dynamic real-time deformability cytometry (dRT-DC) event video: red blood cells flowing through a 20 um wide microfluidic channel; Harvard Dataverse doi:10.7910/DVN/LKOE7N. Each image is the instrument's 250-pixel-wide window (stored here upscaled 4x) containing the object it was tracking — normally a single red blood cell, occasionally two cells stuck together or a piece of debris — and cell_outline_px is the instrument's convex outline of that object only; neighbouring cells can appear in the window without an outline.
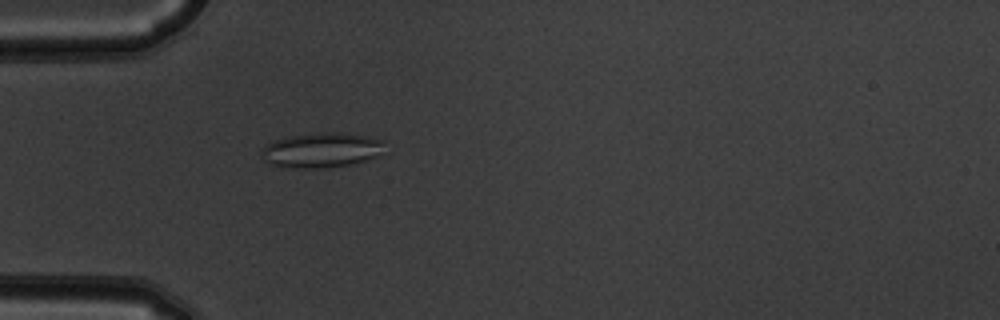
{"species": "common noctule bat (a hibernating species)", "species_latin": "Nyctalus noctula", "temperature_condition": "warm", "stored_images_in_passage": 44, "camera_frame_rate_fps": 3000, "um_per_image_px": 0.085, "animal": {"sex": "male", "body_mass_g": 19.5, "forearm_length_mm": 54.6}, "frame": {"image": 1, "passage_image": 7, "time_ms": 2.0, "image_size_px": [1000, 320], "cell_outline_px": [[384, 156], [352, 164], [320, 168], [284, 168], [268, 164], [260, 156], [260, 152], [268, 144], [276, 140], [288, 136], [320, 132], [340, 132], [368, 136], [384, 140]], "centroid_in_image_um": [27.37, 12.77], "position_along_channel_um": 57.6, "area_um2": 25.66}}
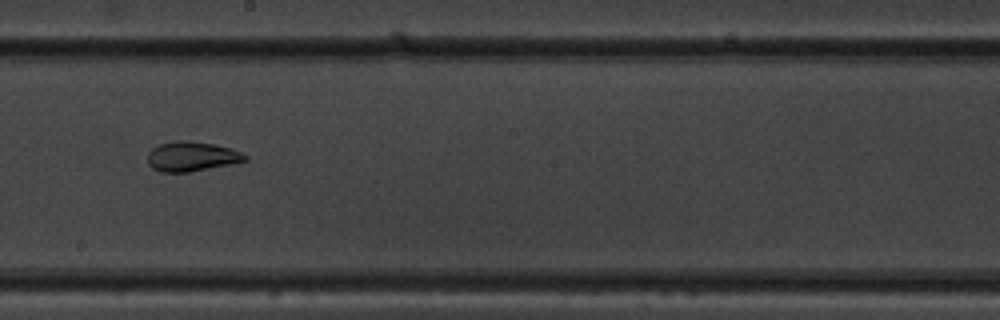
{"frame": {"image": 2, "passage_image": 21, "time_ms": 6.667, "image_size_px": [1000, 320], "cell_outline_px": [[248, 160], [232, 164], [188, 172], [160, 172], [152, 168], [148, 164], [148, 152], [156, 144], [176, 140], [188, 140], [212, 144], [232, 148], [248, 156]], "centroid_in_image_um": [16.27, 13.29], "position_along_channel_um": 231.9, "area_um2": 17.05}}
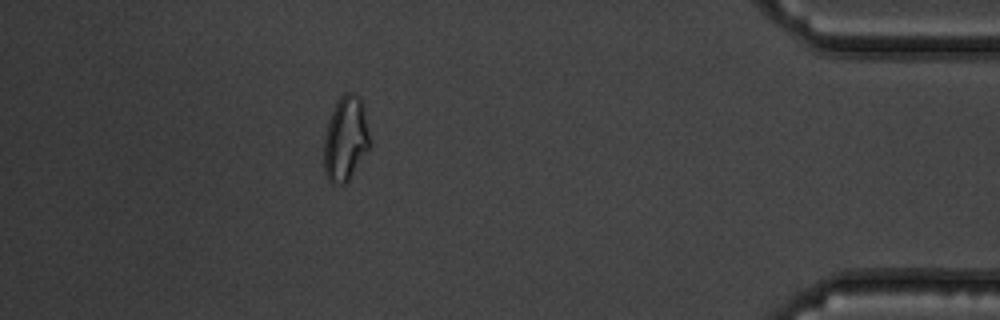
{"frame": {"image": 3, "passage_image": 38, "time_ms": 12.333, "image_size_px": [1000, 320], "cell_outline_px": [[372, 148], [348, 180], [344, 184], [332, 184], [328, 180], [324, 172], [324, 136], [328, 120], [336, 100], [344, 92], [352, 92], [360, 96], [364, 100], [372, 140]], "centroid_in_image_um": [29.43, 11.75], "position_along_channel_um": 405.8, "area_um2": 23.87}, "authors_computed_cell_mechanics": {"area_um2": 19.652, "velocity_mm_per_s": 3.854, "shape_relaxation_time_tau1_ms": null, "shape_relaxation_time_tau2_ms": 2.3025, "deformation_change_tau1": null, "deformation_change_tau2": 0.093}}